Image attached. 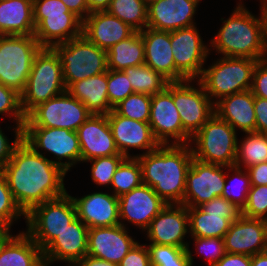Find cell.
<instances>
[{
    "instance_id": "10",
    "label": "cell",
    "mask_w": 267,
    "mask_h": 266,
    "mask_svg": "<svg viewBox=\"0 0 267 266\" xmlns=\"http://www.w3.org/2000/svg\"><path fill=\"white\" fill-rule=\"evenodd\" d=\"M237 132L215 113L191 138L193 158L206 163L234 166Z\"/></svg>"
},
{
    "instance_id": "23",
    "label": "cell",
    "mask_w": 267,
    "mask_h": 266,
    "mask_svg": "<svg viewBox=\"0 0 267 266\" xmlns=\"http://www.w3.org/2000/svg\"><path fill=\"white\" fill-rule=\"evenodd\" d=\"M88 227L77 217L43 250L45 265L56 261L75 266L87 255Z\"/></svg>"
},
{
    "instance_id": "7",
    "label": "cell",
    "mask_w": 267,
    "mask_h": 266,
    "mask_svg": "<svg viewBox=\"0 0 267 266\" xmlns=\"http://www.w3.org/2000/svg\"><path fill=\"white\" fill-rule=\"evenodd\" d=\"M41 48L34 35H0V83L21 94Z\"/></svg>"
},
{
    "instance_id": "61",
    "label": "cell",
    "mask_w": 267,
    "mask_h": 266,
    "mask_svg": "<svg viewBox=\"0 0 267 266\" xmlns=\"http://www.w3.org/2000/svg\"><path fill=\"white\" fill-rule=\"evenodd\" d=\"M267 4V0H260V5Z\"/></svg>"
},
{
    "instance_id": "16",
    "label": "cell",
    "mask_w": 267,
    "mask_h": 266,
    "mask_svg": "<svg viewBox=\"0 0 267 266\" xmlns=\"http://www.w3.org/2000/svg\"><path fill=\"white\" fill-rule=\"evenodd\" d=\"M227 166L202 162L193 158L186 174L183 205L198 207L222 196Z\"/></svg>"
},
{
    "instance_id": "29",
    "label": "cell",
    "mask_w": 267,
    "mask_h": 266,
    "mask_svg": "<svg viewBox=\"0 0 267 266\" xmlns=\"http://www.w3.org/2000/svg\"><path fill=\"white\" fill-rule=\"evenodd\" d=\"M0 266H46L41 248L25 232L11 231L0 241Z\"/></svg>"
},
{
    "instance_id": "4",
    "label": "cell",
    "mask_w": 267,
    "mask_h": 266,
    "mask_svg": "<svg viewBox=\"0 0 267 266\" xmlns=\"http://www.w3.org/2000/svg\"><path fill=\"white\" fill-rule=\"evenodd\" d=\"M64 92L60 58L53 48L42 47L34 58L25 90L20 94L22 111L27 115L37 105Z\"/></svg>"
},
{
    "instance_id": "22",
    "label": "cell",
    "mask_w": 267,
    "mask_h": 266,
    "mask_svg": "<svg viewBox=\"0 0 267 266\" xmlns=\"http://www.w3.org/2000/svg\"><path fill=\"white\" fill-rule=\"evenodd\" d=\"M202 0H158L147 6V27L174 31L196 25L194 16Z\"/></svg>"
},
{
    "instance_id": "35",
    "label": "cell",
    "mask_w": 267,
    "mask_h": 266,
    "mask_svg": "<svg viewBox=\"0 0 267 266\" xmlns=\"http://www.w3.org/2000/svg\"><path fill=\"white\" fill-rule=\"evenodd\" d=\"M123 72L128 76L134 93H144L152 96L162 92L170 83L146 64L128 67Z\"/></svg>"
},
{
    "instance_id": "26",
    "label": "cell",
    "mask_w": 267,
    "mask_h": 266,
    "mask_svg": "<svg viewBox=\"0 0 267 266\" xmlns=\"http://www.w3.org/2000/svg\"><path fill=\"white\" fill-rule=\"evenodd\" d=\"M77 217L89 228L112 227L120 224L118 197L107 192H92L72 197Z\"/></svg>"
},
{
    "instance_id": "3",
    "label": "cell",
    "mask_w": 267,
    "mask_h": 266,
    "mask_svg": "<svg viewBox=\"0 0 267 266\" xmlns=\"http://www.w3.org/2000/svg\"><path fill=\"white\" fill-rule=\"evenodd\" d=\"M221 20L222 27L209 43L217 54L259 61L267 59L260 16L250 12L240 0L230 17Z\"/></svg>"
},
{
    "instance_id": "20",
    "label": "cell",
    "mask_w": 267,
    "mask_h": 266,
    "mask_svg": "<svg viewBox=\"0 0 267 266\" xmlns=\"http://www.w3.org/2000/svg\"><path fill=\"white\" fill-rule=\"evenodd\" d=\"M223 239L226 253L253 256L267 251V222L241 215Z\"/></svg>"
},
{
    "instance_id": "59",
    "label": "cell",
    "mask_w": 267,
    "mask_h": 266,
    "mask_svg": "<svg viewBox=\"0 0 267 266\" xmlns=\"http://www.w3.org/2000/svg\"><path fill=\"white\" fill-rule=\"evenodd\" d=\"M10 231L0 222V241L9 233Z\"/></svg>"
},
{
    "instance_id": "55",
    "label": "cell",
    "mask_w": 267,
    "mask_h": 266,
    "mask_svg": "<svg viewBox=\"0 0 267 266\" xmlns=\"http://www.w3.org/2000/svg\"><path fill=\"white\" fill-rule=\"evenodd\" d=\"M75 266H118V264L86 255Z\"/></svg>"
},
{
    "instance_id": "2",
    "label": "cell",
    "mask_w": 267,
    "mask_h": 266,
    "mask_svg": "<svg viewBox=\"0 0 267 266\" xmlns=\"http://www.w3.org/2000/svg\"><path fill=\"white\" fill-rule=\"evenodd\" d=\"M134 157L140 163L143 184L153 188L167 205H183L186 174L193 160L190 144L159 145Z\"/></svg>"
},
{
    "instance_id": "41",
    "label": "cell",
    "mask_w": 267,
    "mask_h": 266,
    "mask_svg": "<svg viewBox=\"0 0 267 266\" xmlns=\"http://www.w3.org/2000/svg\"><path fill=\"white\" fill-rule=\"evenodd\" d=\"M21 216L26 219V214L16 203L5 175L0 170V222L10 231L13 223L18 221Z\"/></svg>"
},
{
    "instance_id": "21",
    "label": "cell",
    "mask_w": 267,
    "mask_h": 266,
    "mask_svg": "<svg viewBox=\"0 0 267 266\" xmlns=\"http://www.w3.org/2000/svg\"><path fill=\"white\" fill-rule=\"evenodd\" d=\"M128 229L120 224L112 227H94L88 229L87 254L119 264L138 243L129 234Z\"/></svg>"
},
{
    "instance_id": "50",
    "label": "cell",
    "mask_w": 267,
    "mask_h": 266,
    "mask_svg": "<svg viewBox=\"0 0 267 266\" xmlns=\"http://www.w3.org/2000/svg\"><path fill=\"white\" fill-rule=\"evenodd\" d=\"M118 266H151L146 244L138 242L121 260Z\"/></svg>"
},
{
    "instance_id": "34",
    "label": "cell",
    "mask_w": 267,
    "mask_h": 266,
    "mask_svg": "<svg viewBox=\"0 0 267 266\" xmlns=\"http://www.w3.org/2000/svg\"><path fill=\"white\" fill-rule=\"evenodd\" d=\"M245 135L240 143L237 141L234 165L247 169L267 162V134L254 131L247 132Z\"/></svg>"
},
{
    "instance_id": "56",
    "label": "cell",
    "mask_w": 267,
    "mask_h": 266,
    "mask_svg": "<svg viewBox=\"0 0 267 266\" xmlns=\"http://www.w3.org/2000/svg\"><path fill=\"white\" fill-rule=\"evenodd\" d=\"M90 13L97 11H106L111 0H86Z\"/></svg>"
},
{
    "instance_id": "54",
    "label": "cell",
    "mask_w": 267,
    "mask_h": 266,
    "mask_svg": "<svg viewBox=\"0 0 267 266\" xmlns=\"http://www.w3.org/2000/svg\"><path fill=\"white\" fill-rule=\"evenodd\" d=\"M82 21L90 14L86 0H61Z\"/></svg>"
},
{
    "instance_id": "43",
    "label": "cell",
    "mask_w": 267,
    "mask_h": 266,
    "mask_svg": "<svg viewBox=\"0 0 267 266\" xmlns=\"http://www.w3.org/2000/svg\"><path fill=\"white\" fill-rule=\"evenodd\" d=\"M107 93L109 104L114 108L126 97L134 93L128 80V76L123 71H107Z\"/></svg>"
},
{
    "instance_id": "19",
    "label": "cell",
    "mask_w": 267,
    "mask_h": 266,
    "mask_svg": "<svg viewBox=\"0 0 267 266\" xmlns=\"http://www.w3.org/2000/svg\"><path fill=\"white\" fill-rule=\"evenodd\" d=\"M115 145L120 154L125 157H134L131 149L144 150L146 154L155 150L160 144L155 139L148 122L132 120L118 115L113 109L107 114Z\"/></svg>"
},
{
    "instance_id": "8",
    "label": "cell",
    "mask_w": 267,
    "mask_h": 266,
    "mask_svg": "<svg viewBox=\"0 0 267 266\" xmlns=\"http://www.w3.org/2000/svg\"><path fill=\"white\" fill-rule=\"evenodd\" d=\"M58 54L66 88L74 82L108 71L107 51L84 35L52 47Z\"/></svg>"
},
{
    "instance_id": "14",
    "label": "cell",
    "mask_w": 267,
    "mask_h": 266,
    "mask_svg": "<svg viewBox=\"0 0 267 266\" xmlns=\"http://www.w3.org/2000/svg\"><path fill=\"white\" fill-rule=\"evenodd\" d=\"M148 123L160 145L190 144L191 137L183 130L179 112L173 101V82L162 92L151 96Z\"/></svg>"
},
{
    "instance_id": "60",
    "label": "cell",
    "mask_w": 267,
    "mask_h": 266,
    "mask_svg": "<svg viewBox=\"0 0 267 266\" xmlns=\"http://www.w3.org/2000/svg\"><path fill=\"white\" fill-rule=\"evenodd\" d=\"M143 1H144V3L148 6V5H150L151 3L156 2V1H158V0H143Z\"/></svg>"
},
{
    "instance_id": "48",
    "label": "cell",
    "mask_w": 267,
    "mask_h": 266,
    "mask_svg": "<svg viewBox=\"0 0 267 266\" xmlns=\"http://www.w3.org/2000/svg\"><path fill=\"white\" fill-rule=\"evenodd\" d=\"M14 126L9 127L10 130L13 127L12 130L15 133L14 141L12 144L9 142L10 140L4 134L3 129H1L0 127V170H2L6 163L10 160L15 147L22 140L23 124H15Z\"/></svg>"
},
{
    "instance_id": "1",
    "label": "cell",
    "mask_w": 267,
    "mask_h": 266,
    "mask_svg": "<svg viewBox=\"0 0 267 266\" xmlns=\"http://www.w3.org/2000/svg\"><path fill=\"white\" fill-rule=\"evenodd\" d=\"M51 160L21 140L2 169L16 203L25 214L36 205L67 193L64 183L67 173Z\"/></svg>"
},
{
    "instance_id": "32",
    "label": "cell",
    "mask_w": 267,
    "mask_h": 266,
    "mask_svg": "<svg viewBox=\"0 0 267 266\" xmlns=\"http://www.w3.org/2000/svg\"><path fill=\"white\" fill-rule=\"evenodd\" d=\"M108 69L123 71L145 62L144 43L140 31L120 41L107 50Z\"/></svg>"
},
{
    "instance_id": "12",
    "label": "cell",
    "mask_w": 267,
    "mask_h": 266,
    "mask_svg": "<svg viewBox=\"0 0 267 266\" xmlns=\"http://www.w3.org/2000/svg\"><path fill=\"white\" fill-rule=\"evenodd\" d=\"M92 115L86 106L67 91L33 108L23 127L65 128L75 131Z\"/></svg>"
},
{
    "instance_id": "18",
    "label": "cell",
    "mask_w": 267,
    "mask_h": 266,
    "mask_svg": "<svg viewBox=\"0 0 267 266\" xmlns=\"http://www.w3.org/2000/svg\"><path fill=\"white\" fill-rule=\"evenodd\" d=\"M120 225L129 222L145 231L157 214L167 204L154 192L153 188L142 184L118 197Z\"/></svg>"
},
{
    "instance_id": "33",
    "label": "cell",
    "mask_w": 267,
    "mask_h": 266,
    "mask_svg": "<svg viewBox=\"0 0 267 266\" xmlns=\"http://www.w3.org/2000/svg\"><path fill=\"white\" fill-rule=\"evenodd\" d=\"M189 215V236L223 239L232 223L225 214L205 213L199 207H187Z\"/></svg>"
},
{
    "instance_id": "6",
    "label": "cell",
    "mask_w": 267,
    "mask_h": 266,
    "mask_svg": "<svg viewBox=\"0 0 267 266\" xmlns=\"http://www.w3.org/2000/svg\"><path fill=\"white\" fill-rule=\"evenodd\" d=\"M34 37L52 48L82 35L83 21L61 0H33Z\"/></svg>"
},
{
    "instance_id": "38",
    "label": "cell",
    "mask_w": 267,
    "mask_h": 266,
    "mask_svg": "<svg viewBox=\"0 0 267 266\" xmlns=\"http://www.w3.org/2000/svg\"><path fill=\"white\" fill-rule=\"evenodd\" d=\"M146 247L149 252L151 266H194V258L190 246L185 248L172 245H158L149 243Z\"/></svg>"
},
{
    "instance_id": "36",
    "label": "cell",
    "mask_w": 267,
    "mask_h": 266,
    "mask_svg": "<svg viewBox=\"0 0 267 266\" xmlns=\"http://www.w3.org/2000/svg\"><path fill=\"white\" fill-rule=\"evenodd\" d=\"M106 11L135 31H142L147 27V5L143 0H111Z\"/></svg>"
},
{
    "instance_id": "49",
    "label": "cell",
    "mask_w": 267,
    "mask_h": 266,
    "mask_svg": "<svg viewBox=\"0 0 267 266\" xmlns=\"http://www.w3.org/2000/svg\"><path fill=\"white\" fill-rule=\"evenodd\" d=\"M251 91L255 97L267 99V59L257 62L253 71Z\"/></svg>"
},
{
    "instance_id": "39",
    "label": "cell",
    "mask_w": 267,
    "mask_h": 266,
    "mask_svg": "<svg viewBox=\"0 0 267 266\" xmlns=\"http://www.w3.org/2000/svg\"><path fill=\"white\" fill-rule=\"evenodd\" d=\"M227 171L231 172L232 175L229 172L226 173L222 197L242 210L246 205L247 196L251 187L249 174L246 169L235 165L227 166Z\"/></svg>"
},
{
    "instance_id": "17",
    "label": "cell",
    "mask_w": 267,
    "mask_h": 266,
    "mask_svg": "<svg viewBox=\"0 0 267 266\" xmlns=\"http://www.w3.org/2000/svg\"><path fill=\"white\" fill-rule=\"evenodd\" d=\"M144 232L150 243L186 249L190 245L184 240L189 233L187 207L182 204L167 205L151 221Z\"/></svg>"
},
{
    "instance_id": "24",
    "label": "cell",
    "mask_w": 267,
    "mask_h": 266,
    "mask_svg": "<svg viewBox=\"0 0 267 266\" xmlns=\"http://www.w3.org/2000/svg\"><path fill=\"white\" fill-rule=\"evenodd\" d=\"M76 133L80 143L82 163L99 157L122 155L115 145L107 115L92 114Z\"/></svg>"
},
{
    "instance_id": "13",
    "label": "cell",
    "mask_w": 267,
    "mask_h": 266,
    "mask_svg": "<svg viewBox=\"0 0 267 266\" xmlns=\"http://www.w3.org/2000/svg\"><path fill=\"white\" fill-rule=\"evenodd\" d=\"M197 82H173V101L179 112L183 130L191 138L215 113L214 103L206 94L203 85L198 80Z\"/></svg>"
},
{
    "instance_id": "44",
    "label": "cell",
    "mask_w": 267,
    "mask_h": 266,
    "mask_svg": "<svg viewBox=\"0 0 267 266\" xmlns=\"http://www.w3.org/2000/svg\"><path fill=\"white\" fill-rule=\"evenodd\" d=\"M8 116L14 124H24L26 115L21 108V95L0 83V115Z\"/></svg>"
},
{
    "instance_id": "31",
    "label": "cell",
    "mask_w": 267,
    "mask_h": 266,
    "mask_svg": "<svg viewBox=\"0 0 267 266\" xmlns=\"http://www.w3.org/2000/svg\"><path fill=\"white\" fill-rule=\"evenodd\" d=\"M33 0L0 1V35H34Z\"/></svg>"
},
{
    "instance_id": "53",
    "label": "cell",
    "mask_w": 267,
    "mask_h": 266,
    "mask_svg": "<svg viewBox=\"0 0 267 266\" xmlns=\"http://www.w3.org/2000/svg\"><path fill=\"white\" fill-rule=\"evenodd\" d=\"M214 266H251V256L226 253Z\"/></svg>"
},
{
    "instance_id": "51",
    "label": "cell",
    "mask_w": 267,
    "mask_h": 266,
    "mask_svg": "<svg viewBox=\"0 0 267 266\" xmlns=\"http://www.w3.org/2000/svg\"><path fill=\"white\" fill-rule=\"evenodd\" d=\"M256 132L267 134V99L254 96Z\"/></svg>"
},
{
    "instance_id": "30",
    "label": "cell",
    "mask_w": 267,
    "mask_h": 266,
    "mask_svg": "<svg viewBox=\"0 0 267 266\" xmlns=\"http://www.w3.org/2000/svg\"><path fill=\"white\" fill-rule=\"evenodd\" d=\"M66 91L96 115H107L113 108L107 93V72L71 83Z\"/></svg>"
},
{
    "instance_id": "46",
    "label": "cell",
    "mask_w": 267,
    "mask_h": 266,
    "mask_svg": "<svg viewBox=\"0 0 267 266\" xmlns=\"http://www.w3.org/2000/svg\"><path fill=\"white\" fill-rule=\"evenodd\" d=\"M194 240V245L198 255L205 256L208 266H214L225 254L224 239L212 237H190Z\"/></svg>"
},
{
    "instance_id": "15",
    "label": "cell",
    "mask_w": 267,
    "mask_h": 266,
    "mask_svg": "<svg viewBox=\"0 0 267 266\" xmlns=\"http://www.w3.org/2000/svg\"><path fill=\"white\" fill-rule=\"evenodd\" d=\"M197 25L171 31V46L176 69L187 79L201 77L204 64L213 51L201 37Z\"/></svg>"
},
{
    "instance_id": "37",
    "label": "cell",
    "mask_w": 267,
    "mask_h": 266,
    "mask_svg": "<svg viewBox=\"0 0 267 266\" xmlns=\"http://www.w3.org/2000/svg\"><path fill=\"white\" fill-rule=\"evenodd\" d=\"M143 184L142 170L136 157H126L116 169L110 187L116 197L130 192Z\"/></svg>"
},
{
    "instance_id": "57",
    "label": "cell",
    "mask_w": 267,
    "mask_h": 266,
    "mask_svg": "<svg viewBox=\"0 0 267 266\" xmlns=\"http://www.w3.org/2000/svg\"><path fill=\"white\" fill-rule=\"evenodd\" d=\"M260 17L262 19V25H263V39L264 44L267 49V4L260 6Z\"/></svg>"
},
{
    "instance_id": "40",
    "label": "cell",
    "mask_w": 267,
    "mask_h": 266,
    "mask_svg": "<svg viewBox=\"0 0 267 266\" xmlns=\"http://www.w3.org/2000/svg\"><path fill=\"white\" fill-rule=\"evenodd\" d=\"M151 95L133 93L117 104L113 110L121 116L141 122H149Z\"/></svg>"
},
{
    "instance_id": "58",
    "label": "cell",
    "mask_w": 267,
    "mask_h": 266,
    "mask_svg": "<svg viewBox=\"0 0 267 266\" xmlns=\"http://www.w3.org/2000/svg\"><path fill=\"white\" fill-rule=\"evenodd\" d=\"M251 266H267V251L251 256Z\"/></svg>"
},
{
    "instance_id": "9",
    "label": "cell",
    "mask_w": 267,
    "mask_h": 266,
    "mask_svg": "<svg viewBox=\"0 0 267 266\" xmlns=\"http://www.w3.org/2000/svg\"><path fill=\"white\" fill-rule=\"evenodd\" d=\"M76 218L75 203L67 192L32 208L26 214L25 232L43 251Z\"/></svg>"
},
{
    "instance_id": "52",
    "label": "cell",
    "mask_w": 267,
    "mask_h": 266,
    "mask_svg": "<svg viewBox=\"0 0 267 266\" xmlns=\"http://www.w3.org/2000/svg\"><path fill=\"white\" fill-rule=\"evenodd\" d=\"M246 170L251 186L267 185V162L253 165Z\"/></svg>"
},
{
    "instance_id": "47",
    "label": "cell",
    "mask_w": 267,
    "mask_h": 266,
    "mask_svg": "<svg viewBox=\"0 0 267 266\" xmlns=\"http://www.w3.org/2000/svg\"><path fill=\"white\" fill-rule=\"evenodd\" d=\"M198 207L205 213L225 214V219H230L232 222L241 216V209L222 196L215 197Z\"/></svg>"
},
{
    "instance_id": "42",
    "label": "cell",
    "mask_w": 267,
    "mask_h": 266,
    "mask_svg": "<svg viewBox=\"0 0 267 266\" xmlns=\"http://www.w3.org/2000/svg\"><path fill=\"white\" fill-rule=\"evenodd\" d=\"M124 155H112L99 157L87 162H91V178L94 184L98 186H106L110 190V185L113 179V175L120 165V163L125 159Z\"/></svg>"
},
{
    "instance_id": "27",
    "label": "cell",
    "mask_w": 267,
    "mask_h": 266,
    "mask_svg": "<svg viewBox=\"0 0 267 266\" xmlns=\"http://www.w3.org/2000/svg\"><path fill=\"white\" fill-rule=\"evenodd\" d=\"M135 30L107 11L90 13L83 21L82 35L99 48L108 50L130 37Z\"/></svg>"
},
{
    "instance_id": "11",
    "label": "cell",
    "mask_w": 267,
    "mask_h": 266,
    "mask_svg": "<svg viewBox=\"0 0 267 266\" xmlns=\"http://www.w3.org/2000/svg\"><path fill=\"white\" fill-rule=\"evenodd\" d=\"M22 140L40 155L44 156L45 152L54 155V160L51 161L66 173L71 167L81 163V148L75 131L65 128L22 127Z\"/></svg>"
},
{
    "instance_id": "45",
    "label": "cell",
    "mask_w": 267,
    "mask_h": 266,
    "mask_svg": "<svg viewBox=\"0 0 267 266\" xmlns=\"http://www.w3.org/2000/svg\"><path fill=\"white\" fill-rule=\"evenodd\" d=\"M241 215L267 220V185L251 186Z\"/></svg>"
},
{
    "instance_id": "5",
    "label": "cell",
    "mask_w": 267,
    "mask_h": 266,
    "mask_svg": "<svg viewBox=\"0 0 267 266\" xmlns=\"http://www.w3.org/2000/svg\"><path fill=\"white\" fill-rule=\"evenodd\" d=\"M204 67L198 81L215 104L221 98L251 90L253 71L259 60L239 57H219Z\"/></svg>"
},
{
    "instance_id": "28",
    "label": "cell",
    "mask_w": 267,
    "mask_h": 266,
    "mask_svg": "<svg viewBox=\"0 0 267 266\" xmlns=\"http://www.w3.org/2000/svg\"><path fill=\"white\" fill-rule=\"evenodd\" d=\"M214 110L220 119L229 123L236 131H256L254 95L251 90L221 98L214 104Z\"/></svg>"
},
{
    "instance_id": "25",
    "label": "cell",
    "mask_w": 267,
    "mask_h": 266,
    "mask_svg": "<svg viewBox=\"0 0 267 266\" xmlns=\"http://www.w3.org/2000/svg\"><path fill=\"white\" fill-rule=\"evenodd\" d=\"M144 43V64L161 74L170 83L187 79L176 69L171 46V31L146 27L140 31Z\"/></svg>"
}]
</instances>
